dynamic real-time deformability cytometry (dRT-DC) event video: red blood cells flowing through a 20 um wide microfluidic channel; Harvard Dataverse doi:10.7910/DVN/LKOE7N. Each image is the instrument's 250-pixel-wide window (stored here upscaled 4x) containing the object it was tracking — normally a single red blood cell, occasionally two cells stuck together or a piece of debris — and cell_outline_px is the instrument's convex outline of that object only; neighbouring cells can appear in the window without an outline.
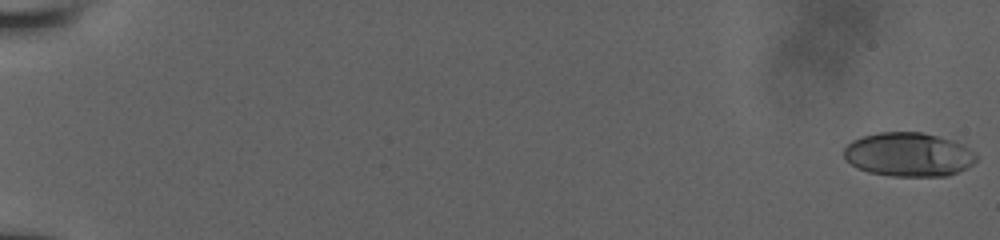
{"species": "human", "species_latin": "Homo sapiens", "temperature_condition": "room temperature", "stored_images_in_passage": 24, "camera_frame_rate_fps": 3000, "um_per_image_px": 0.085, "donor": {"sex": "male"}, "frame": {"image": 1, "passage_image": 1, "time_ms": 0.0, "image_size_px": [1000, 240], "cell_outline_px": [[976, 160], [968, 168], [948, 176], [892, 176], [868, 172], [856, 168], [844, 156], [844, 148], [852, 140], [864, 136], [880, 132], [924, 132], [952, 140], [968, 148], [976, 156]], "centroid_in_image_um": [77.22, 13.14], "position_along_channel_um": 7.8, "area_um2": 33.81}}
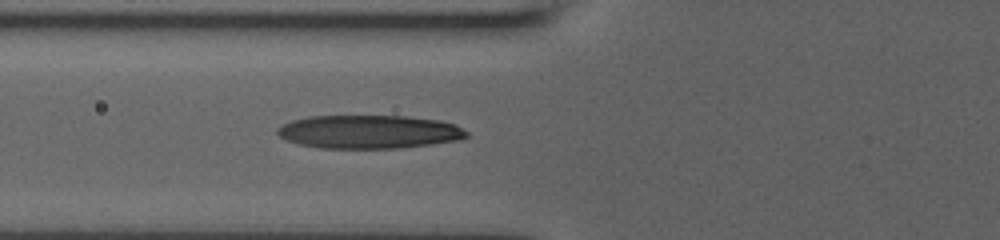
{"frame": {"image": 2, "passage_image": 21, "time_ms": 7.667, "image_size_px": [1000, 240], "cell_outline_px": [[468, 136], [460, 140], [404, 148], [320, 148], [296, 144], [284, 140], [276, 132], [276, 128], [292, 120], [308, 116], [404, 116], [440, 120], [456, 124], [468, 132]], "centroid_in_image_um": [31.36, 11.21], "position_along_channel_um": 94.4, "area_um2": 37.22}}
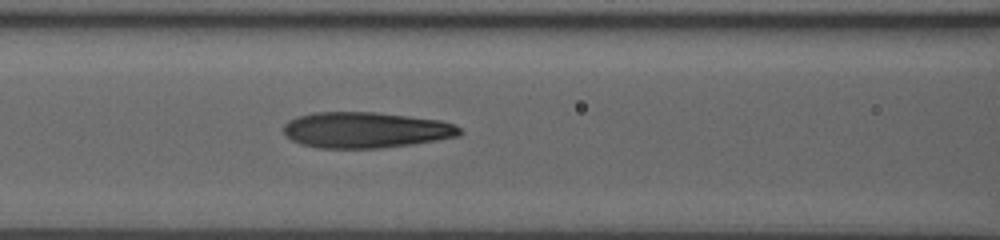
{"frame": {"image": 3, "passage_image": 24, "time_ms": 8.667, "image_size_px": [1000, 240], "cell_outline_px": [[464, 132], [460, 136], [412, 144], [380, 148], [316, 148], [300, 144], [292, 140], [284, 132], [284, 124], [288, 120], [300, 116], [316, 112], [376, 112], [440, 120], [452, 124], [460, 128]], "centroid_in_image_um": [31.09, 11.05], "position_along_channel_um": 135.5, "area_um2": 36.82}}